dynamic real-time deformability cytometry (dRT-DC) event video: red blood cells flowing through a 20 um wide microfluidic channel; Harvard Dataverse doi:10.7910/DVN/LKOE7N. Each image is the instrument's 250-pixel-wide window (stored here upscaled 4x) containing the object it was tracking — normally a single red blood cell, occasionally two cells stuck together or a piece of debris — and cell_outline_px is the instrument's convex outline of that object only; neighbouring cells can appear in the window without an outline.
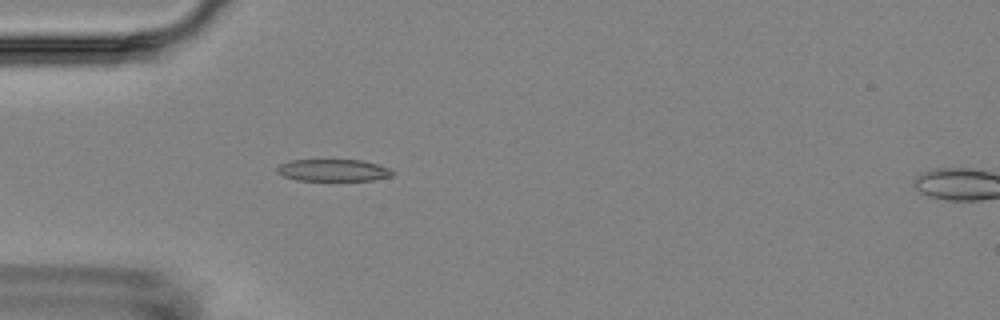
{"species": "Egyptian fruit bat (a non-hibernating species)", "species_latin": "Rousettus aegyptiacus", "temperature_condition": "room temperature", "stored_images_in_passage": 6, "camera_frame_rate_fps": 3000, "um_per_image_px": 0.085, "animal": {"sex": "female"}, "frame": {"image": 1, "passage_image": 5, "time_ms": 4.667, "image_size_px": [1000, 320], "cell_outline_px": [[392, 176], [372, 180], [296, 180], [284, 176], [276, 172], [276, 168], [280, 164], [292, 160], [364, 160], [388, 168], [392, 172]], "centroid_in_image_um": [28.29, 14.47], "position_along_channel_um": 56.7, "area_um2": 14.62}}